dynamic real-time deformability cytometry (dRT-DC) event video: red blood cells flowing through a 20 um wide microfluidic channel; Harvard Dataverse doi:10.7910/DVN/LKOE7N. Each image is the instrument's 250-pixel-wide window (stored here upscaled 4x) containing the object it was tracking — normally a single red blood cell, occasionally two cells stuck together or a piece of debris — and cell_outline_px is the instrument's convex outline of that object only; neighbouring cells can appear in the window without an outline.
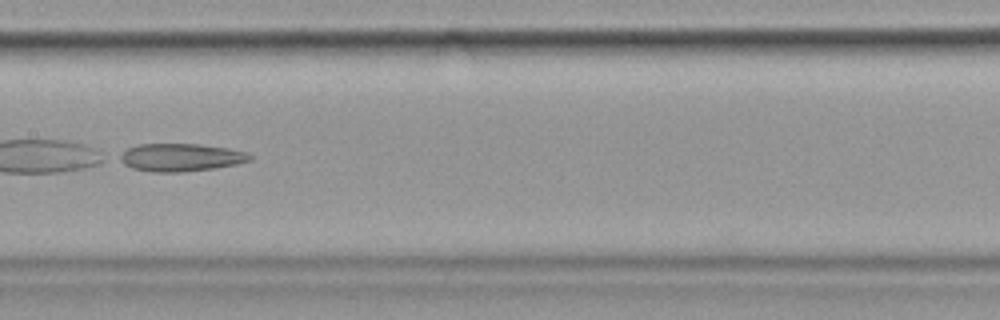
{"species": "common noctule bat (a hibernating species)", "species_latin": "Nyctalus noctula", "temperature_condition": "cold", "stored_images_in_passage": 24, "camera_frame_rate_fps": 3000, "um_per_image_px": 0.085, "animal": {"sex": "female", "body_mass_g": 19.9}, "frame": {"image": 1, "passage_image": 11, "time_ms": 3.333, "image_size_px": [1000, 320], "cell_outline_px": [[252, 160], [236, 164], [216, 168], [180, 172], [152, 172], [132, 168], [116, 160], [116, 156], [128, 148], [136, 144], [200, 144], [228, 148], [248, 152], [252, 156]], "centroid_in_image_um": [15.33, 13.38], "position_along_channel_um": 192.1, "area_um2": 21.39}}